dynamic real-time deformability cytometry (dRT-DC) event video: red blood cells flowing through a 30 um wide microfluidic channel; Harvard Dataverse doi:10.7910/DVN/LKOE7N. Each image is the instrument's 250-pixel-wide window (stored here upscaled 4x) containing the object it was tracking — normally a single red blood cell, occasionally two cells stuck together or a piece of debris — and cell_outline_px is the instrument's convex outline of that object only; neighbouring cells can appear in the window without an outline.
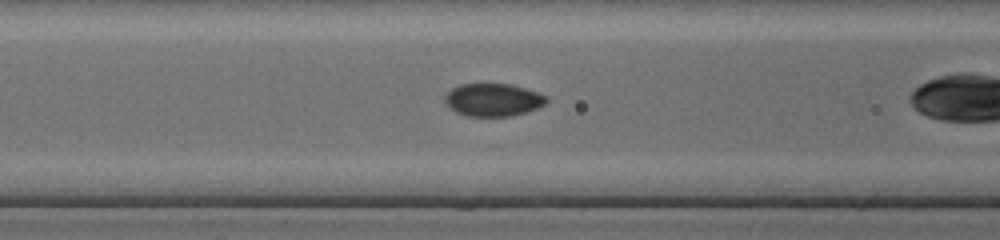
{"species": "common noctule bat (a hibernating species)", "species_latin": "Nyctalus noctula", "temperature_condition": "cold", "stored_images_in_passage": 24, "camera_frame_rate_fps": 3000, "um_per_image_px": 0.085, "animal": {"sex": "female", "body_mass_g": 17.0, "forearm_length_mm": 48.0}, "frame": {"image": 1, "passage_image": 6, "time_ms": 1.667, "image_size_px": [1000, 240], "cell_outline_px": [[548, 100], [544, 104], [536, 108], [512, 116], [464, 116], [456, 112], [444, 100], [444, 96], [452, 88], [460, 84], [512, 84], [540, 92], [548, 96]], "centroid_in_image_um": [41.93, 8.48], "position_along_channel_um": 124.7, "area_um2": 19.42}}
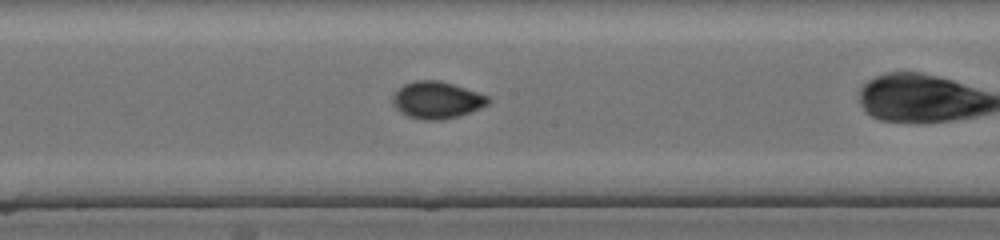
{"frame": {"image": 2, "passage_image": 12, "time_ms": 3.667, "image_size_px": [1000, 240], "cell_outline_px": [[492, 100], [488, 104], [480, 108], [460, 116], [440, 120], [424, 120], [408, 116], [400, 112], [392, 104], [392, 96], [404, 84], [412, 80], [440, 80], [488, 96]], "centroid_in_image_um": [37.12, 8.51], "position_along_channel_um": 211.1, "area_um2": 20.58}}
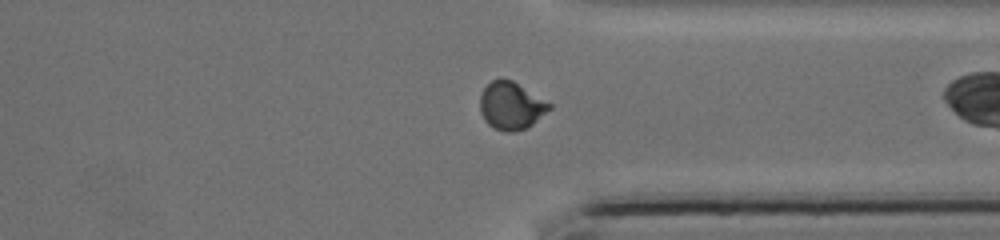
{"frame": {"image": 3, "passage_image": 23, "time_ms": 7.333, "image_size_px": [1000, 240], "cell_outline_px": [[552, 108], [532, 124], [524, 128], [512, 132], [504, 132], [488, 124], [484, 120], [480, 112], [480, 96], [484, 88], [492, 80], [512, 80], [552, 104]], "centroid_in_image_um": [43.44, 9.0], "position_along_channel_um": 368.0, "area_um2": 18.96}}